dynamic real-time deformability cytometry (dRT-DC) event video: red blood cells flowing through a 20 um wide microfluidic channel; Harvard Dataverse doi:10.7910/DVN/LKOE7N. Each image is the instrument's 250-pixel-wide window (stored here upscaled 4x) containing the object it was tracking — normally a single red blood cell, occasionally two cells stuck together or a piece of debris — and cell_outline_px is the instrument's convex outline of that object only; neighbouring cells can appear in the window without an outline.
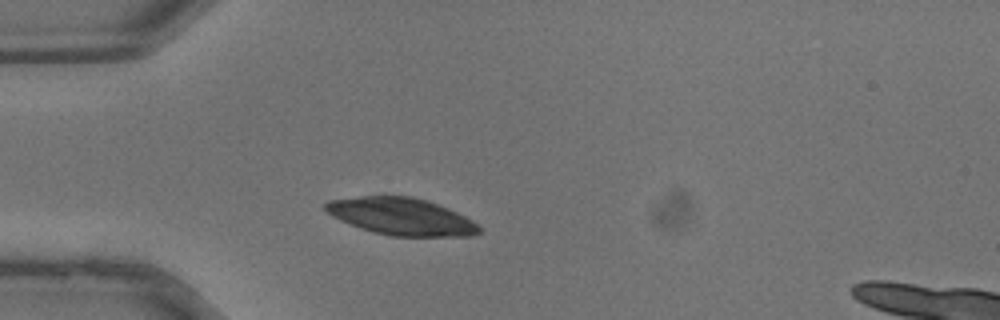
{"species": "common noctule bat (a hibernating species)", "species_latin": "Nyctalus noctula", "temperature_condition": "warm", "stored_images_in_passage": 28, "camera_frame_rate_fps": 3000, "um_per_image_px": 0.085, "animal": {"sex": "male", "body_mass_g": 13.3}, "frame": {"image": 1, "passage_image": 1, "time_ms": 0.0, "image_size_px": [1000, 320], "cell_outline_px": [[484, 228], [480, 232], [472, 236], [392, 236], [372, 232], [360, 228], [340, 220], [332, 216], [324, 208], [324, 204], [328, 200], [360, 196], [412, 196], [436, 204], [456, 212], [472, 220]], "centroid_in_image_um": [34.11, 18.41], "position_along_channel_um": 50.9, "area_um2": 33.18}}
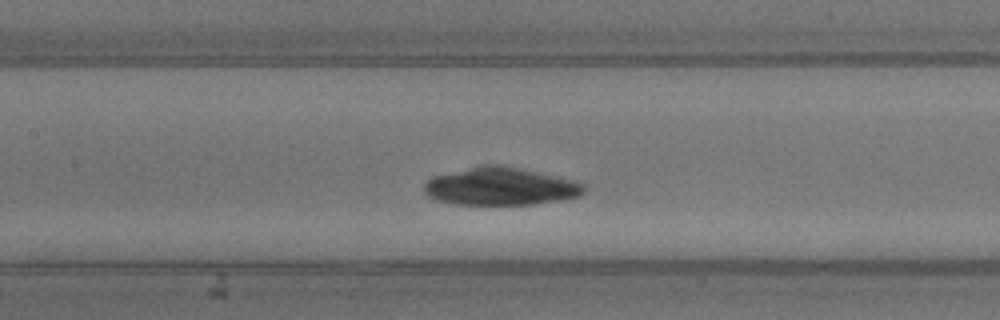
{"frame": {"image": 2, "passage_image": 8, "time_ms": 2.333, "image_size_px": [1000, 320], "cell_outline_px": [[588, 188], [580, 196], [560, 200], [532, 204], [452, 204], [436, 200], [428, 196], [424, 192], [424, 184], [432, 176], [484, 164], [500, 164], [520, 168], [572, 180], [584, 184]], "centroid_in_image_um": [42.53, 15.84], "position_along_channel_um": 164.9, "area_um2": 35.14}}
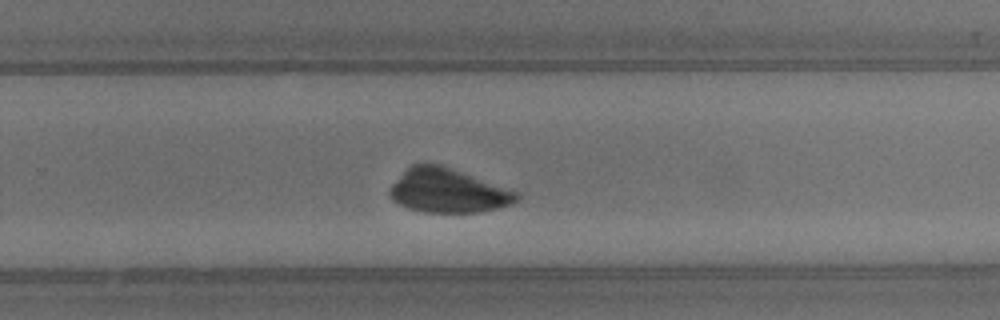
{"frame": {"image": 3, "passage_image": 15, "time_ms": 4.667, "image_size_px": [1000, 320], "cell_outline_px": [[520, 196], [512, 204], [480, 212], [424, 212], [408, 208], [392, 200], [388, 192], [392, 184], [412, 164], [440, 164], [452, 168], [520, 192]], "centroid_in_image_um": [38.09, 16.21], "position_along_channel_um": 291.7, "area_um2": 32.37}}